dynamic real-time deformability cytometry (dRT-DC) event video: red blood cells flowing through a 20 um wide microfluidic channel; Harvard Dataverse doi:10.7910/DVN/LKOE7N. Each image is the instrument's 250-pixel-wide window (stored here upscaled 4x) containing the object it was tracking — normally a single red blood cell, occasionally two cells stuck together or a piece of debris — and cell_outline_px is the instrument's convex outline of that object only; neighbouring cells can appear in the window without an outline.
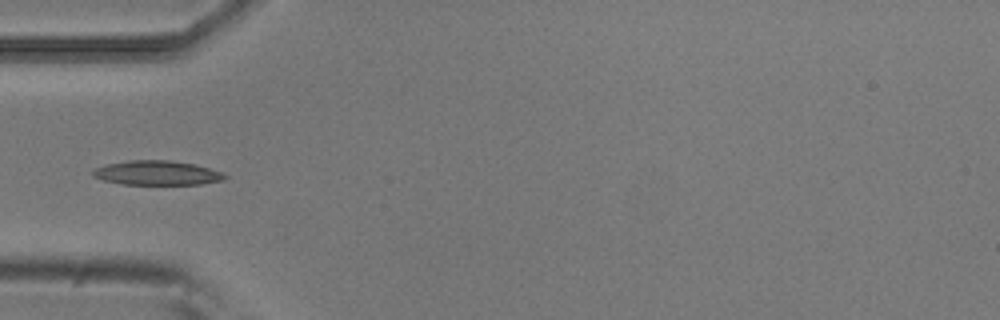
{"species": "common noctule bat (a hibernating species)", "species_latin": "Nyctalus noctula", "temperature_condition": "room temperature", "stored_images_in_passage": 5, "camera_frame_rate_fps": 3000, "um_per_image_px": 0.085, "animal": {"sex": "male", "body_mass_g": 20.5, "forearm_length_mm": 52.5}, "frame": {"image": 1, "passage_image": 5, "time_ms": 1.333, "image_size_px": [1000, 320], "cell_outline_px": [[228, 176], [224, 180], [200, 184], [124, 184], [104, 180], [92, 176], [92, 172], [96, 168], [104, 164], [128, 160], [172, 160], [196, 164], [220, 172]], "centroid_in_image_um": [13.34, 14.68], "position_along_channel_um": 71.7, "area_um2": 18.73}}